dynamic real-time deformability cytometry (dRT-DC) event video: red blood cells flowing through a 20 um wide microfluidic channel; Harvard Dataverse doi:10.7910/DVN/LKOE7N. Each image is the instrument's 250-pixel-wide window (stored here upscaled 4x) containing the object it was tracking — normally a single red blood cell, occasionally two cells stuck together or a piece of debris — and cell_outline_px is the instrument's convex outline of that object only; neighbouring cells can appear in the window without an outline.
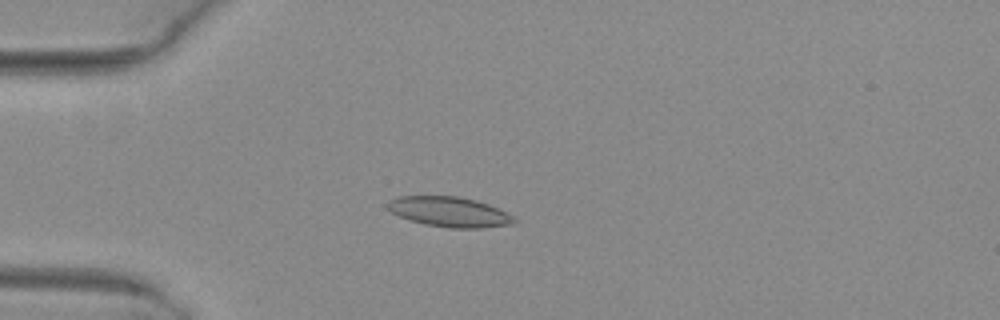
{"species": "common noctule bat (a hibernating species)", "species_latin": "Nyctalus noctula", "temperature_condition": "warm", "stored_images_in_passage": 50, "camera_frame_rate_fps": 3000, "um_per_image_px": 0.085, "animal": {"sex": "female", "body_mass_g": 29.2, "forearm_length_mm": 56.3}, "frame": {"image": 1, "passage_image": 14, "time_ms": 4.333, "image_size_px": [1000, 320], "cell_outline_px": [[516, 224], [480, 228], [448, 228], [424, 224], [408, 220], [392, 212], [384, 204], [388, 200], [396, 196], [460, 196], [476, 200], [488, 204], [512, 216], [516, 220]], "centroid_in_image_um": [38.15, 18.0], "position_along_channel_um": 46.8, "area_um2": 22.31}}
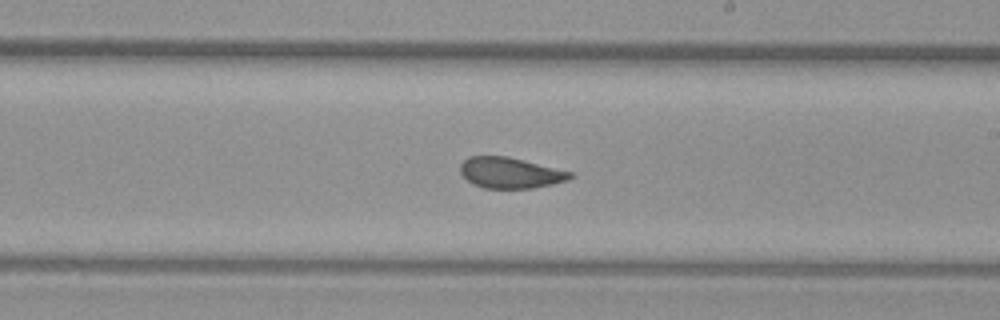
{"frame": {"image": 2, "passage_image": 30, "time_ms": 9.667, "image_size_px": [1000, 320], "cell_outline_px": [[572, 176], [568, 180], [552, 184], [532, 188], [484, 188], [472, 184], [460, 172], [460, 164], [468, 156], [508, 156], [572, 172]], "centroid_in_image_um": [43.34, 14.68], "position_along_channel_um": 245.7, "area_um2": 19.65}}
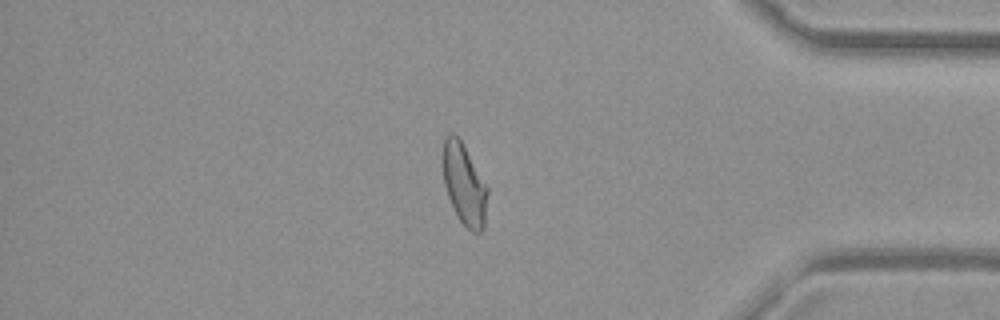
{"frame": {"image": 3, "passage_image": 43, "time_ms": 14.0, "image_size_px": [1000, 320], "cell_outline_px": [[488, 192], [484, 228], [480, 232], [472, 232], [456, 216], [448, 196], [444, 184], [440, 160], [444, 136], [448, 132], [452, 132], [460, 140], [488, 188]], "centroid_in_image_um": [39.41, 15.64], "position_along_channel_um": 395.8, "area_um2": 21.39}, "authors_computed_cell_mechanics": {"area_um2": 21.7039, "velocity_mm_per_s": 4.1168, "shape_relaxation_time_tau1_ms": null, "shape_relaxation_time_tau2_ms": 1.4626, "deformation_change_tau1": null, "deformation_change_tau2": 0.0751}}